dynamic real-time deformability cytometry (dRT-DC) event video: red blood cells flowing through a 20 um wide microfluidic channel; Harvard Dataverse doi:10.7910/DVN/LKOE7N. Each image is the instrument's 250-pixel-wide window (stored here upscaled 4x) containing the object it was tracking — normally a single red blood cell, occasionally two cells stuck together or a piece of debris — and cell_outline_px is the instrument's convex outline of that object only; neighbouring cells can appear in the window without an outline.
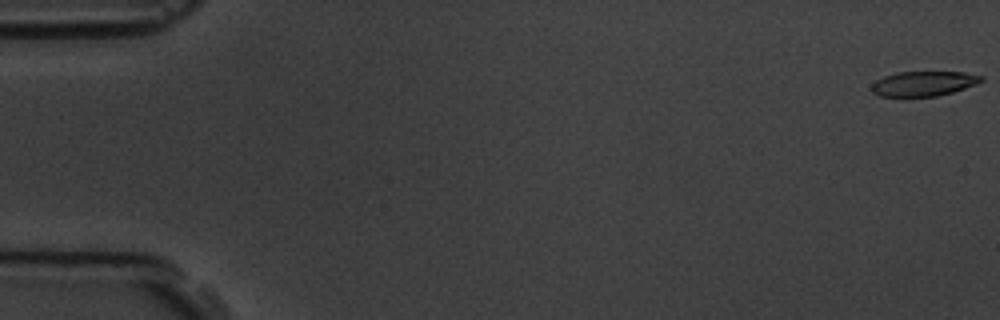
{"species": "common noctule bat (a hibernating species)", "species_latin": "Nyctalus noctula", "temperature_condition": "room temperature", "stored_images_in_passage": 5, "camera_frame_rate_fps": 3000, "um_per_image_px": 0.085, "animal": {"sex": "male", "body_mass_g": 19.5, "forearm_length_mm": 54.6}, "frame": {"image": 1, "passage_image": 1, "time_ms": 0.0, "image_size_px": [1000, 320], "cell_outline_px": [[984, 80], [976, 84], [952, 92], [936, 96], [880, 96], [872, 92], [872, 84], [876, 80], [884, 76], [896, 72], [964, 72], [984, 76]], "centroid_in_image_um": [78.51, 7.1], "position_along_channel_um": 6.5, "area_um2": 15.78}}
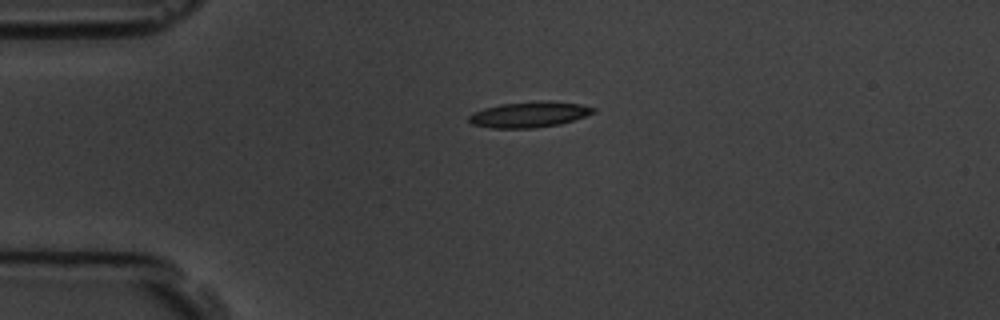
{"frame": {"image": 2, "passage_image": 4, "time_ms": 4.333, "image_size_px": [1000, 320], "cell_outline_px": [[596, 112], [560, 124], [536, 128], [492, 128], [472, 124], [468, 120], [468, 116], [472, 112], [484, 108], [500, 104], [548, 100], [580, 104], [596, 108]], "centroid_in_image_um": [44.97, 9.73], "position_along_channel_um": 40.0, "area_um2": 18.67}}